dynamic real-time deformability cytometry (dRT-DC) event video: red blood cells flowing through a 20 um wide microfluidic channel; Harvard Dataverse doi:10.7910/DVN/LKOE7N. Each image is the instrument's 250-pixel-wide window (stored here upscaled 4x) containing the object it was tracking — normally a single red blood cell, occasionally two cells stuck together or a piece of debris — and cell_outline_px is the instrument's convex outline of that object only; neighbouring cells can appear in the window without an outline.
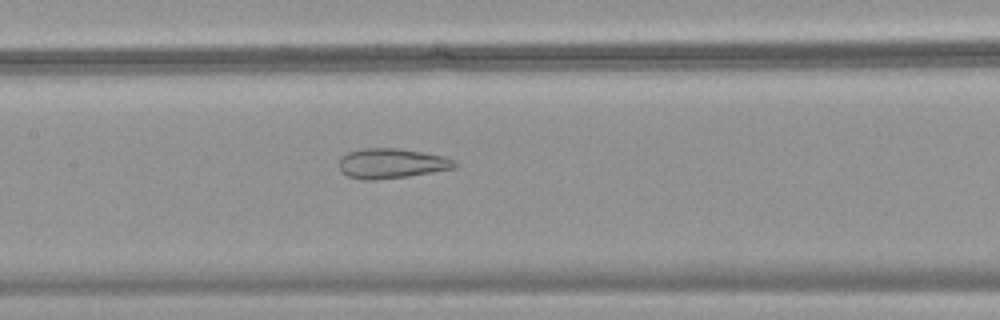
{"species": "common noctule bat (a hibernating species)", "species_latin": "Nyctalus noctula", "temperature_condition": "warm", "stored_images_in_passage": 50, "camera_frame_rate_fps": 3000, "um_per_image_px": 0.085, "animal": {"sex": "female", "body_mass_g": 18.4}, "frame": {"image": 1, "passage_image": 25, "time_ms": 8.0, "image_size_px": [1000, 320], "cell_outline_px": [[460, 164], [456, 168], [408, 176], [376, 180], [364, 180], [348, 176], [340, 172], [340, 156], [348, 152], [360, 148], [396, 148], [444, 156], [456, 160]], "centroid_in_image_um": [33.29, 13.89], "position_along_channel_um": 174.1, "area_um2": 20.35}}
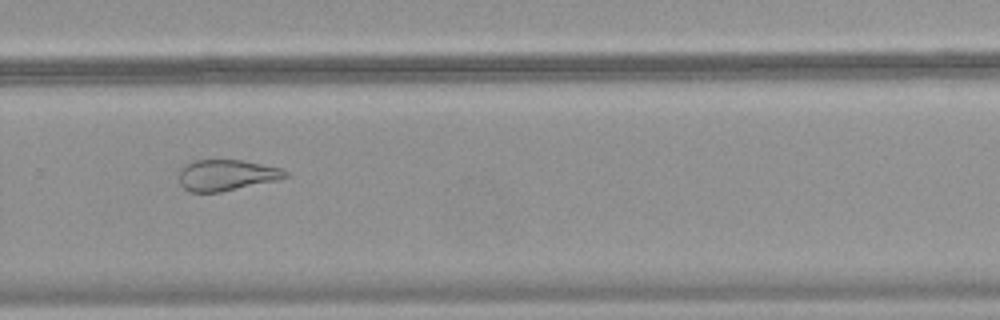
{"frame": {"image": 2, "passage_image": 35, "time_ms": 11.333, "image_size_px": [1000, 320], "cell_outline_px": [[292, 176], [280, 180], [220, 192], [192, 192], [184, 188], [180, 184], [180, 168], [184, 164], [192, 160], [244, 160], [280, 168], [288, 172]], "centroid_in_image_um": [19.29, 14.88], "position_along_channel_um": 310.5, "area_um2": 19.48}}
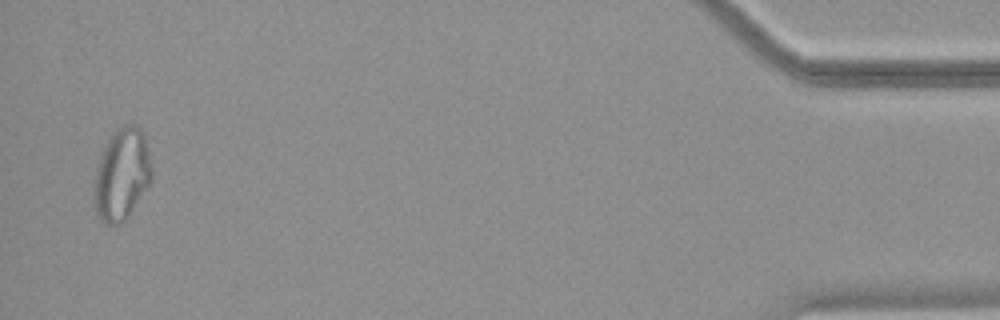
{"frame": {"image": 3, "passage_image": 49, "time_ms": 16.0, "image_size_px": [1000, 320], "cell_outline_px": [[152, 180], [128, 216], [120, 224], [104, 224], [100, 220], [96, 212], [96, 172], [100, 152], [112, 132], [124, 124], [132, 124], [140, 128], [144, 132], [152, 168]], "centroid_in_image_um": [10.38, 14.78], "position_along_channel_um": 424.8, "area_um2": 30.63}}